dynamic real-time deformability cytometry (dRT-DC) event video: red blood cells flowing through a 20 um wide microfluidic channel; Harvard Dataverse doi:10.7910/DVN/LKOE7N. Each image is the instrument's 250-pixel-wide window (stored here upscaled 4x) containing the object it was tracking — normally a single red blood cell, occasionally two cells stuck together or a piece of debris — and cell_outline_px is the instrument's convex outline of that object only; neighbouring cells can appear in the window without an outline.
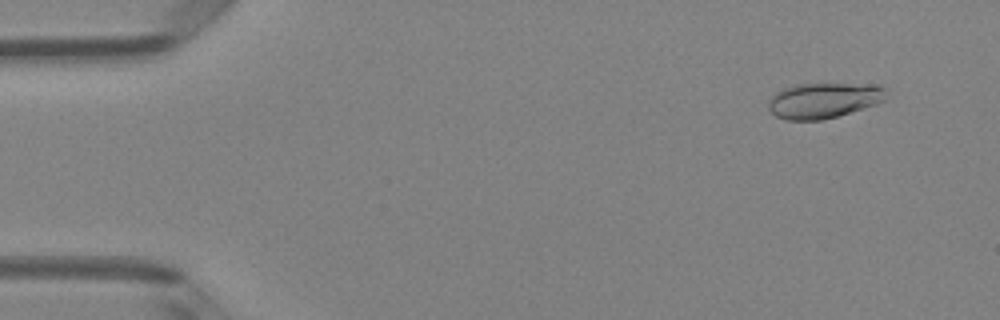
{"species": "Egyptian fruit bat (a non-hibernating species)", "species_latin": "Rousettus aegyptiacus", "temperature_condition": "room temperature", "stored_images_in_passage": 47, "camera_frame_rate_fps": 3000, "um_per_image_px": 0.085, "animal": {"sex": "female"}, "frame": {"image": 1, "passage_image": 2, "time_ms": 0.333, "image_size_px": [1000, 320], "cell_outline_px": [[884, 100], [876, 104], [836, 116], [820, 120], [784, 120], [776, 116], [768, 108], [768, 100], [776, 92], [784, 88], [796, 84], [884, 84]], "centroid_in_image_um": [69.98, 8.53], "position_along_channel_um": 15.0, "area_um2": 24.22}}
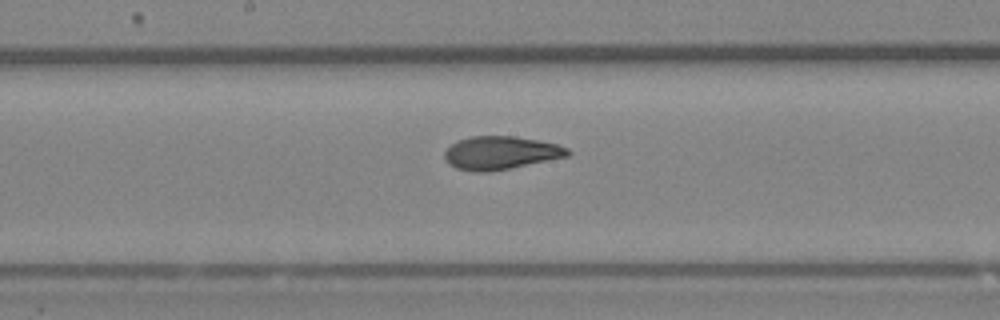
{"frame": {"image": 2, "passage_image": 24, "time_ms": 7.667, "image_size_px": [1000, 320], "cell_outline_px": [[572, 152], [568, 156], [488, 172], [472, 172], [456, 168], [448, 164], [444, 156], [444, 152], [456, 140], [472, 136], [512, 136], [536, 140], [556, 144], [568, 148]], "centroid_in_image_um": [42.51, 12.99], "position_along_channel_um": 205.7, "area_um2": 23.64}}
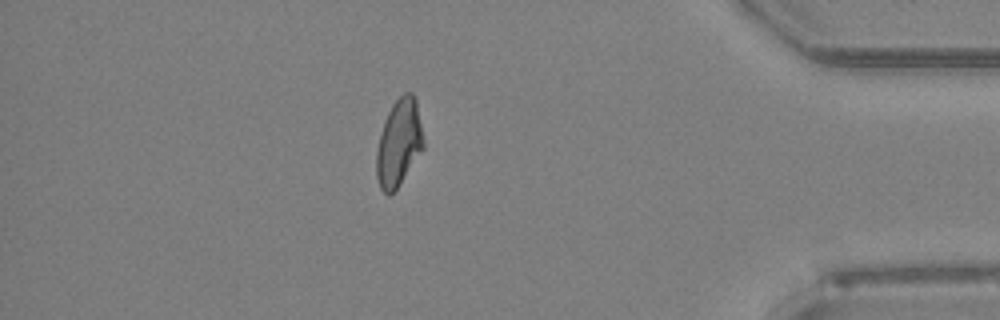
{"frame": {"image": 3, "passage_image": 41, "time_ms": 13.333, "image_size_px": [1000, 320], "cell_outline_px": [[424, 148], [396, 188], [388, 196], [380, 188], [376, 176], [376, 152], [384, 120], [392, 104], [404, 92], [412, 92], [416, 96], [424, 140]], "centroid_in_image_um": [33.91, 12.1], "position_along_channel_um": 401.3, "area_um2": 23.76}, "authors_computed_cell_mechanics": {"area_um2": 23.7558, "velocity_mm_per_s": 4.1238, "shape_relaxation_time_tau1_ms": 7.9806, "shape_relaxation_time_tau2_ms": 1.5354, "deformation_change_tau1": 0.2202, "deformation_change_tau2": 0.0634}}